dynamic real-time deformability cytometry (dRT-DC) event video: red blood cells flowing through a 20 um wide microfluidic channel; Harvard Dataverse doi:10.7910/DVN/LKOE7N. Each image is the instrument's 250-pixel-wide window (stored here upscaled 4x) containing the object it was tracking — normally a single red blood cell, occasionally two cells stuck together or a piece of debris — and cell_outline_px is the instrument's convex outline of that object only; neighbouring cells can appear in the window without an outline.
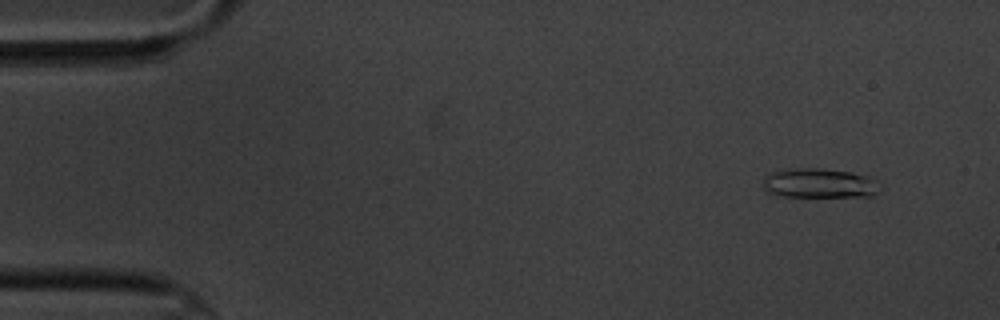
{"species": "common noctule bat (a hibernating species)", "species_latin": "Nyctalus noctula", "temperature_condition": "cold", "stored_images_in_passage": 6, "camera_frame_rate_fps": 3000, "um_per_image_px": 0.085, "animal": {"sex": "male", "body_mass_g": 20.1, "forearm_length_mm": 53.5}, "frame": {"image": 1, "passage_image": 2, "time_ms": 1.0, "image_size_px": [1000, 320], "cell_outline_px": [[876, 192], [872, 196], [776, 196], [768, 192], [764, 188], [764, 176], [772, 172], [792, 168], [820, 168], [848, 172], [868, 176], [872, 180]], "centroid_in_image_um": [69.52, 15.57], "position_along_channel_um": 15.5, "area_um2": 19.59}}